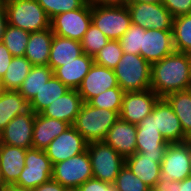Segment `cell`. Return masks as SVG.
<instances>
[{
  "instance_id": "obj_1",
  "label": "cell",
  "mask_w": 191,
  "mask_h": 191,
  "mask_svg": "<svg viewBox=\"0 0 191 191\" xmlns=\"http://www.w3.org/2000/svg\"><path fill=\"white\" fill-rule=\"evenodd\" d=\"M191 83V54L174 51L151 64V85L160 98L173 92L189 90Z\"/></svg>"
},
{
  "instance_id": "obj_2",
  "label": "cell",
  "mask_w": 191,
  "mask_h": 191,
  "mask_svg": "<svg viewBox=\"0 0 191 191\" xmlns=\"http://www.w3.org/2000/svg\"><path fill=\"white\" fill-rule=\"evenodd\" d=\"M118 119L119 114L116 111L97 108L83 102L72 126L88 143L103 141Z\"/></svg>"
},
{
  "instance_id": "obj_3",
  "label": "cell",
  "mask_w": 191,
  "mask_h": 191,
  "mask_svg": "<svg viewBox=\"0 0 191 191\" xmlns=\"http://www.w3.org/2000/svg\"><path fill=\"white\" fill-rule=\"evenodd\" d=\"M9 25L39 32L50 28V18L36 0H5Z\"/></svg>"
},
{
  "instance_id": "obj_4",
  "label": "cell",
  "mask_w": 191,
  "mask_h": 191,
  "mask_svg": "<svg viewBox=\"0 0 191 191\" xmlns=\"http://www.w3.org/2000/svg\"><path fill=\"white\" fill-rule=\"evenodd\" d=\"M114 72L118 85L124 92L150 89L151 64L141 55L123 53Z\"/></svg>"
},
{
  "instance_id": "obj_5",
  "label": "cell",
  "mask_w": 191,
  "mask_h": 191,
  "mask_svg": "<svg viewBox=\"0 0 191 191\" xmlns=\"http://www.w3.org/2000/svg\"><path fill=\"white\" fill-rule=\"evenodd\" d=\"M91 160L93 178L113 184L125 159L104 141H93L87 144Z\"/></svg>"
},
{
  "instance_id": "obj_6",
  "label": "cell",
  "mask_w": 191,
  "mask_h": 191,
  "mask_svg": "<svg viewBox=\"0 0 191 191\" xmlns=\"http://www.w3.org/2000/svg\"><path fill=\"white\" fill-rule=\"evenodd\" d=\"M91 23L109 40H119L131 25L130 12L124 6H92Z\"/></svg>"
},
{
  "instance_id": "obj_7",
  "label": "cell",
  "mask_w": 191,
  "mask_h": 191,
  "mask_svg": "<svg viewBox=\"0 0 191 191\" xmlns=\"http://www.w3.org/2000/svg\"><path fill=\"white\" fill-rule=\"evenodd\" d=\"M93 178L87 149L76 156L53 165L52 179L71 191Z\"/></svg>"
},
{
  "instance_id": "obj_8",
  "label": "cell",
  "mask_w": 191,
  "mask_h": 191,
  "mask_svg": "<svg viewBox=\"0 0 191 191\" xmlns=\"http://www.w3.org/2000/svg\"><path fill=\"white\" fill-rule=\"evenodd\" d=\"M92 6L86 3L82 8L60 13L50 20L54 34L81 42L91 24Z\"/></svg>"
},
{
  "instance_id": "obj_9",
  "label": "cell",
  "mask_w": 191,
  "mask_h": 191,
  "mask_svg": "<svg viewBox=\"0 0 191 191\" xmlns=\"http://www.w3.org/2000/svg\"><path fill=\"white\" fill-rule=\"evenodd\" d=\"M53 164L44 150L29 148L25 155V167L15 185L32 190L52 179Z\"/></svg>"
},
{
  "instance_id": "obj_10",
  "label": "cell",
  "mask_w": 191,
  "mask_h": 191,
  "mask_svg": "<svg viewBox=\"0 0 191 191\" xmlns=\"http://www.w3.org/2000/svg\"><path fill=\"white\" fill-rule=\"evenodd\" d=\"M130 12L131 24L143 29L172 31V14L162 3H126Z\"/></svg>"
},
{
  "instance_id": "obj_11",
  "label": "cell",
  "mask_w": 191,
  "mask_h": 191,
  "mask_svg": "<svg viewBox=\"0 0 191 191\" xmlns=\"http://www.w3.org/2000/svg\"><path fill=\"white\" fill-rule=\"evenodd\" d=\"M191 176V142L169 143L161 162V177L182 181Z\"/></svg>"
},
{
  "instance_id": "obj_12",
  "label": "cell",
  "mask_w": 191,
  "mask_h": 191,
  "mask_svg": "<svg viewBox=\"0 0 191 191\" xmlns=\"http://www.w3.org/2000/svg\"><path fill=\"white\" fill-rule=\"evenodd\" d=\"M168 144L156 128L153 107L152 112L137 124L136 152L150 158H163Z\"/></svg>"
},
{
  "instance_id": "obj_13",
  "label": "cell",
  "mask_w": 191,
  "mask_h": 191,
  "mask_svg": "<svg viewBox=\"0 0 191 191\" xmlns=\"http://www.w3.org/2000/svg\"><path fill=\"white\" fill-rule=\"evenodd\" d=\"M160 97L151 89L125 92L119 118L131 124H139L147 117Z\"/></svg>"
},
{
  "instance_id": "obj_14",
  "label": "cell",
  "mask_w": 191,
  "mask_h": 191,
  "mask_svg": "<svg viewBox=\"0 0 191 191\" xmlns=\"http://www.w3.org/2000/svg\"><path fill=\"white\" fill-rule=\"evenodd\" d=\"M87 144L83 136L71 125L52 140L44 152L54 165L83 153L87 149Z\"/></svg>"
},
{
  "instance_id": "obj_15",
  "label": "cell",
  "mask_w": 191,
  "mask_h": 191,
  "mask_svg": "<svg viewBox=\"0 0 191 191\" xmlns=\"http://www.w3.org/2000/svg\"><path fill=\"white\" fill-rule=\"evenodd\" d=\"M35 113L28 111L14 117L0 132V144L32 148Z\"/></svg>"
},
{
  "instance_id": "obj_16",
  "label": "cell",
  "mask_w": 191,
  "mask_h": 191,
  "mask_svg": "<svg viewBox=\"0 0 191 191\" xmlns=\"http://www.w3.org/2000/svg\"><path fill=\"white\" fill-rule=\"evenodd\" d=\"M155 125L168 143H182L189 140L184 134L181 122L165 98L154 104Z\"/></svg>"
},
{
  "instance_id": "obj_17",
  "label": "cell",
  "mask_w": 191,
  "mask_h": 191,
  "mask_svg": "<svg viewBox=\"0 0 191 191\" xmlns=\"http://www.w3.org/2000/svg\"><path fill=\"white\" fill-rule=\"evenodd\" d=\"M114 87H119L114 69L93 63L77 91L81 95L83 102H88L101 92L103 93Z\"/></svg>"
},
{
  "instance_id": "obj_18",
  "label": "cell",
  "mask_w": 191,
  "mask_h": 191,
  "mask_svg": "<svg viewBox=\"0 0 191 191\" xmlns=\"http://www.w3.org/2000/svg\"><path fill=\"white\" fill-rule=\"evenodd\" d=\"M174 51L172 31L143 29L140 55L148 63L158 62Z\"/></svg>"
},
{
  "instance_id": "obj_19",
  "label": "cell",
  "mask_w": 191,
  "mask_h": 191,
  "mask_svg": "<svg viewBox=\"0 0 191 191\" xmlns=\"http://www.w3.org/2000/svg\"><path fill=\"white\" fill-rule=\"evenodd\" d=\"M136 133V124H131L119 118L109 129L103 141L126 159L136 153Z\"/></svg>"
},
{
  "instance_id": "obj_20",
  "label": "cell",
  "mask_w": 191,
  "mask_h": 191,
  "mask_svg": "<svg viewBox=\"0 0 191 191\" xmlns=\"http://www.w3.org/2000/svg\"><path fill=\"white\" fill-rule=\"evenodd\" d=\"M82 104L83 100L78 91L70 89L64 95L52 102L40 114L73 125Z\"/></svg>"
},
{
  "instance_id": "obj_21",
  "label": "cell",
  "mask_w": 191,
  "mask_h": 191,
  "mask_svg": "<svg viewBox=\"0 0 191 191\" xmlns=\"http://www.w3.org/2000/svg\"><path fill=\"white\" fill-rule=\"evenodd\" d=\"M93 63V57L83 53L73 61L63 63L62 66L57 67L53 71V75L69 89L77 90Z\"/></svg>"
},
{
  "instance_id": "obj_22",
  "label": "cell",
  "mask_w": 191,
  "mask_h": 191,
  "mask_svg": "<svg viewBox=\"0 0 191 191\" xmlns=\"http://www.w3.org/2000/svg\"><path fill=\"white\" fill-rule=\"evenodd\" d=\"M71 125L65 121L35 114L32 148L44 150L52 140L58 137Z\"/></svg>"
},
{
  "instance_id": "obj_23",
  "label": "cell",
  "mask_w": 191,
  "mask_h": 191,
  "mask_svg": "<svg viewBox=\"0 0 191 191\" xmlns=\"http://www.w3.org/2000/svg\"><path fill=\"white\" fill-rule=\"evenodd\" d=\"M27 149L0 144V170L6 184H15L25 167Z\"/></svg>"
},
{
  "instance_id": "obj_24",
  "label": "cell",
  "mask_w": 191,
  "mask_h": 191,
  "mask_svg": "<svg viewBox=\"0 0 191 191\" xmlns=\"http://www.w3.org/2000/svg\"><path fill=\"white\" fill-rule=\"evenodd\" d=\"M162 159L146 157L145 154L136 152L125 159V165L141 181L149 187H154L161 178Z\"/></svg>"
},
{
  "instance_id": "obj_25",
  "label": "cell",
  "mask_w": 191,
  "mask_h": 191,
  "mask_svg": "<svg viewBox=\"0 0 191 191\" xmlns=\"http://www.w3.org/2000/svg\"><path fill=\"white\" fill-rule=\"evenodd\" d=\"M53 37L54 33L51 28L31 32L25 50V57L33 66H48Z\"/></svg>"
},
{
  "instance_id": "obj_26",
  "label": "cell",
  "mask_w": 191,
  "mask_h": 191,
  "mask_svg": "<svg viewBox=\"0 0 191 191\" xmlns=\"http://www.w3.org/2000/svg\"><path fill=\"white\" fill-rule=\"evenodd\" d=\"M83 54L81 42L54 34L48 66L54 71L63 63L73 61Z\"/></svg>"
},
{
  "instance_id": "obj_27",
  "label": "cell",
  "mask_w": 191,
  "mask_h": 191,
  "mask_svg": "<svg viewBox=\"0 0 191 191\" xmlns=\"http://www.w3.org/2000/svg\"><path fill=\"white\" fill-rule=\"evenodd\" d=\"M29 110V103L14 90H1L0 92V132L8 123L19 114Z\"/></svg>"
},
{
  "instance_id": "obj_28",
  "label": "cell",
  "mask_w": 191,
  "mask_h": 191,
  "mask_svg": "<svg viewBox=\"0 0 191 191\" xmlns=\"http://www.w3.org/2000/svg\"><path fill=\"white\" fill-rule=\"evenodd\" d=\"M69 90L70 89L67 86L53 75L29 102V109L35 114H40L52 102Z\"/></svg>"
},
{
  "instance_id": "obj_29",
  "label": "cell",
  "mask_w": 191,
  "mask_h": 191,
  "mask_svg": "<svg viewBox=\"0 0 191 191\" xmlns=\"http://www.w3.org/2000/svg\"><path fill=\"white\" fill-rule=\"evenodd\" d=\"M32 66L25 56L13 57L5 75L0 80L1 89L18 91Z\"/></svg>"
},
{
  "instance_id": "obj_30",
  "label": "cell",
  "mask_w": 191,
  "mask_h": 191,
  "mask_svg": "<svg viewBox=\"0 0 191 191\" xmlns=\"http://www.w3.org/2000/svg\"><path fill=\"white\" fill-rule=\"evenodd\" d=\"M165 99L179 118L184 134L191 137V91H179L168 94Z\"/></svg>"
},
{
  "instance_id": "obj_31",
  "label": "cell",
  "mask_w": 191,
  "mask_h": 191,
  "mask_svg": "<svg viewBox=\"0 0 191 191\" xmlns=\"http://www.w3.org/2000/svg\"><path fill=\"white\" fill-rule=\"evenodd\" d=\"M52 76L53 70L49 66H32L30 73L18 89V92L29 103Z\"/></svg>"
},
{
  "instance_id": "obj_32",
  "label": "cell",
  "mask_w": 191,
  "mask_h": 191,
  "mask_svg": "<svg viewBox=\"0 0 191 191\" xmlns=\"http://www.w3.org/2000/svg\"><path fill=\"white\" fill-rule=\"evenodd\" d=\"M172 37L175 51L191 54V14L173 19Z\"/></svg>"
},
{
  "instance_id": "obj_33",
  "label": "cell",
  "mask_w": 191,
  "mask_h": 191,
  "mask_svg": "<svg viewBox=\"0 0 191 191\" xmlns=\"http://www.w3.org/2000/svg\"><path fill=\"white\" fill-rule=\"evenodd\" d=\"M30 34L31 32L7 24L2 42L13 57H22L25 56Z\"/></svg>"
},
{
  "instance_id": "obj_34",
  "label": "cell",
  "mask_w": 191,
  "mask_h": 191,
  "mask_svg": "<svg viewBox=\"0 0 191 191\" xmlns=\"http://www.w3.org/2000/svg\"><path fill=\"white\" fill-rule=\"evenodd\" d=\"M124 91L120 87H114L101 92L99 95L91 98L87 103L91 106L108 109L120 113Z\"/></svg>"
},
{
  "instance_id": "obj_35",
  "label": "cell",
  "mask_w": 191,
  "mask_h": 191,
  "mask_svg": "<svg viewBox=\"0 0 191 191\" xmlns=\"http://www.w3.org/2000/svg\"><path fill=\"white\" fill-rule=\"evenodd\" d=\"M123 50L119 40H109L107 44L93 57L94 63L114 69L121 60Z\"/></svg>"
},
{
  "instance_id": "obj_36",
  "label": "cell",
  "mask_w": 191,
  "mask_h": 191,
  "mask_svg": "<svg viewBox=\"0 0 191 191\" xmlns=\"http://www.w3.org/2000/svg\"><path fill=\"white\" fill-rule=\"evenodd\" d=\"M108 41V37L91 23L81 41L83 53L94 57Z\"/></svg>"
},
{
  "instance_id": "obj_37",
  "label": "cell",
  "mask_w": 191,
  "mask_h": 191,
  "mask_svg": "<svg viewBox=\"0 0 191 191\" xmlns=\"http://www.w3.org/2000/svg\"><path fill=\"white\" fill-rule=\"evenodd\" d=\"M113 185L116 191H146L150 188L139 177H136L126 165L121 168Z\"/></svg>"
},
{
  "instance_id": "obj_38",
  "label": "cell",
  "mask_w": 191,
  "mask_h": 191,
  "mask_svg": "<svg viewBox=\"0 0 191 191\" xmlns=\"http://www.w3.org/2000/svg\"><path fill=\"white\" fill-rule=\"evenodd\" d=\"M44 9L48 17L51 19L54 16L82 8L86 4V0H36Z\"/></svg>"
},
{
  "instance_id": "obj_39",
  "label": "cell",
  "mask_w": 191,
  "mask_h": 191,
  "mask_svg": "<svg viewBox=\"0 0 191 191\" xmlns=\"http://www.w3.org/2000/svg\"><path fill=\"white\" fill-rule=\"evenodd\" d=\"M123 53L140 55L143 41V28L131 24L126 33L119 39Z\"/></svg>"
},
{
  "instance_id": "obj_40",
  "label": "cell",
  "mask_w": 191,
  "mask_h": 191,
  "mask_svg": "<svg viewBox=\"0 0 191 191\" xmlns=\"http://www.w3.org/2000/svg\"><path fill=\"white\" fill-rule=\"evenodd\" d=\"M162 4L174 18L191 14V0H163Z\"/></svg>"
},
{
  "instance_id": "obj_41",
  "label": "cell",
  "mask_w": 191,
  "mask_h": 191,
  "mask_svg": "<svg viewBox=\"0 0 191 191\" xmlns=\"http://www.w3.org/2000/svg\"><path fill=\"white\" fill-rule=\"evenodd\" d=\"M75 191H116L113 184L95 178L89 179Z\"/></svg>"
},
{
  "instance_id": "obj_42",
  "label": "cell",
  "mask_w": 191,
  "mask_h": 191,
  "mask_svg": "<svg viewBox=\"0 0 191 191\" xmlns=\"http://www.w3.org/2000/svg\"><path fill=\"white\" fill-rule=\"evenodd\" d=\"M12 58L13 56L9 50L6 48L3 42H0V80L5 75Z\"/></svg>"
},
{
  "instance_id": "obj_43",
  "label": "cell",
  "mask_w": 191,
  "mask_h": 191,
  "mask_svg": "<svg viewBox=\"0 0 191 191\" xmlns=\"http://www.w3.org/2000/svg\"><path fill=\"white\" fill-rule=\"evenodd\" d=\"M153 188L155 191H178V181L161 177Z\"/></svg>"
},
{
  "instance_id": "obj_44",
  "label": "cell",
  "mask_w": 191,
  "mask_h": 191,
  "mask_svg": "<svg viewBox=\"0 0 191 191\" xmlns=\"http://www.w3.org/2000/svg\"><path fill=\"white\" fill-rule=\"evenodd\" d=\"M31 191H71L69 188L62 186L57 181L50 179L48 182L43 183Z\"/></svg>"
},
{
  "instance_id": "obj_45",
  "label": "cell",
  "mask_w": 191,
  "mask_h": 191,
  "mask_svg": "<svg viewBox=\"0 0 191 191\" xmlns=\"http://www.w3.org/2000/svg\"><path fill=\"white\" fill-rule=\"evenodd\" d=\"M90 6H124L127 0H86Z\"/></svg>"
},
{
  "instance_id": "obj_46",
  "label": "cell",
  "mask_w": 191,
  "mask_h": 191,
  "mask_svg": "<svg viewBox=\"0 0 191 191\" xmlns=\"http://www.w3.org/2000/svg\"><path fill=\"white\" fill-rule=\"evenodd\" d=\"M7 24L5 3H0V42L3 40L4 30Z\"/></svg>"
},
{
  "instance_id": "obj_47",
  "label": "cell",
  "mask_w": 191,
  "mask_h": 191,
  "mask_svg": "<svg viewBox=\"0 0 191 191\" xmlns=\"http://www.w3.org/2000/svg\"><path fill=\"white\" fill-rule=\"evenodd\" d=\"M178 191H191V176L178 181Z\"/></svg>"
},
{
  "instance_id": "obj_48",
  "label": "cell",
  "mask_w": 191,
  "mask_h": 191,
  "mask_svg": "<svg viewBox=\"0 0 191 191\" xmlns=\"http://www.w3.org/2000/svg\"><path fill=\"white\" fill-rule=\"evenodd\" d=\"M2 191H31V190L21 188L20 186L15 184H6Z\"/></svg>"
},
{
  "instance_id": "obj_49",
  "label": "cell",
  "mask_w": 191,
  "mask_h": 191,
  "mask_svg": "<svg viewBox=\"0 0 191 191\" xmlns=\"http://www.w3.org/2000/svg\"><path fill=\"white\" fill-rule=\"evenodd\" d=\"M163 0H127V3H162Z\"/></svg>"
},
{
  "instance_id": "obj_50",
  "label": "cell",
  "mask_w": 191,
  "mask_h": 191,
  "mask_svg": "<svg viewBox=\"0 0 191 191\" xmlns=\"http://www.w3.org/2000/svg\"><path fill=\"white\" fill-rule=\"evenodd\" d=\"M6 185V183L4 182L3 180V177H2V172L0 170V191L3 190L4 186Z\"/></svg>"
},
{
  "instance_id": "obj_51",
  "label": "cell",
  "mask_w": 191,
  "mask_h": 191,
  "mask_svg": "<svg viewBox=\"0 0 191 191\" xmlns=\"http://www.w3.org/2000/svg\"><path fill=\"white\" fill-rule=\"evenodd\" d=\"M146 191H155L153 187L148 188Z\"/></svg>"
}]
</instances>
